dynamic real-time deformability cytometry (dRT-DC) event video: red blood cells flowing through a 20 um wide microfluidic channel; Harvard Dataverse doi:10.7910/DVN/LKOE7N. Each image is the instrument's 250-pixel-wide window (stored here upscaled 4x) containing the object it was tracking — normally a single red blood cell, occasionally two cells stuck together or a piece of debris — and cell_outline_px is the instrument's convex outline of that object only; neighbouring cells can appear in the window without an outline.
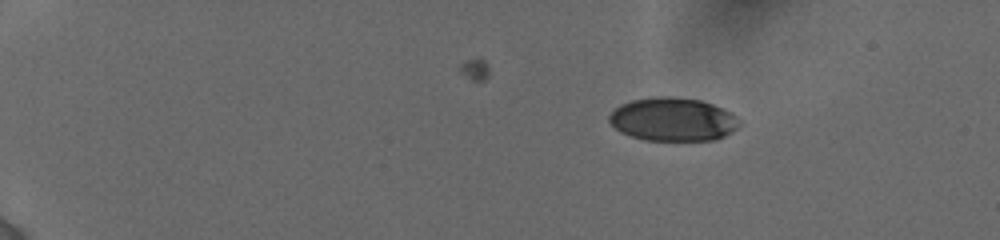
{"species": "human", "species_latin": "Homo sapiens", "temperature_condition": "cold", "stored_images_in_passage": 32, "camera_frame_rate_fps": 3000, "um_per_image_px": 0.085, "donor": {"sex": "female"}, "frame": {"image": 1, "passage_image": 11, "time_ms": 3.333, "image_size_px": [1000, 240], "cell_outline_px": [[740, 124], [732, 132], [716, 140], [644, 140], [620, 132], [608, 120], [608, 116], [620, 104], [632, 100], [652, 96], [672, 96], [700, 100], [712, 104], [736, 116], [740, 120]], "centroid_in_image_um": [57.18, 10.14], "position_along_channel_um": 27.8, "area_um2": 32.89}}
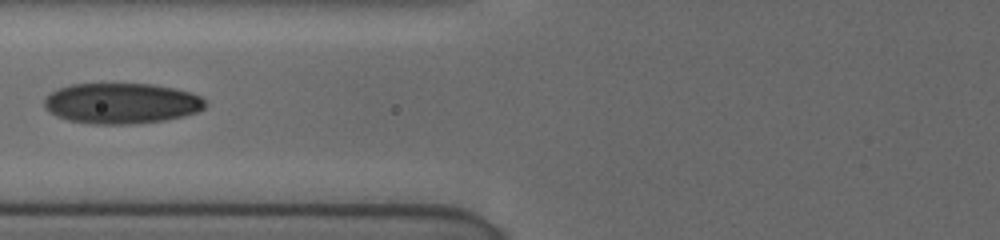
{"frame": {"image": 2, "passage_image": 23, "time_ms": 8.667, "image_size_px": [1000, 240], "cell_outline_px": [[204, 108], [196, 112], [184, 116], [164, 120], [132, 124], [92, 124], [68, 120], [56, 116], [48, 112], [44, 108], [44, 96], [60, 88], [72, 84], [152, 84], [176, 88], [200, 96], [204, 100]], "centroid_in_image_um": [10.28, 8.79], "position_along_channel_um": 115.5, "area_um2": 38.15}}
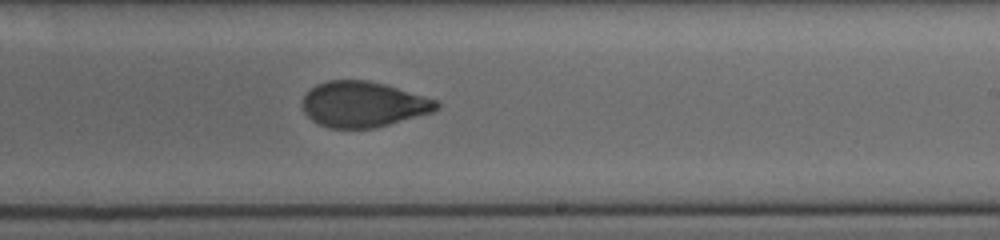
{"frame": {"image": 3, "passage_image": 32, "time_ms": 12.333, "image_size_px": [1000, 240], "cell_outline_px": [[440, 108], [432, 112], [388, 124], [372, 128], [328, 128], [312, 120], [304, 112], [304, 96], [316, 84], [328, 80], [368, 80], [384, 84], [436, 100], [440, 104]], "centroid_in_image_um": [30.87, 8.86], "position_along_channel_um": 258.1, "area_um2": 35.14}}